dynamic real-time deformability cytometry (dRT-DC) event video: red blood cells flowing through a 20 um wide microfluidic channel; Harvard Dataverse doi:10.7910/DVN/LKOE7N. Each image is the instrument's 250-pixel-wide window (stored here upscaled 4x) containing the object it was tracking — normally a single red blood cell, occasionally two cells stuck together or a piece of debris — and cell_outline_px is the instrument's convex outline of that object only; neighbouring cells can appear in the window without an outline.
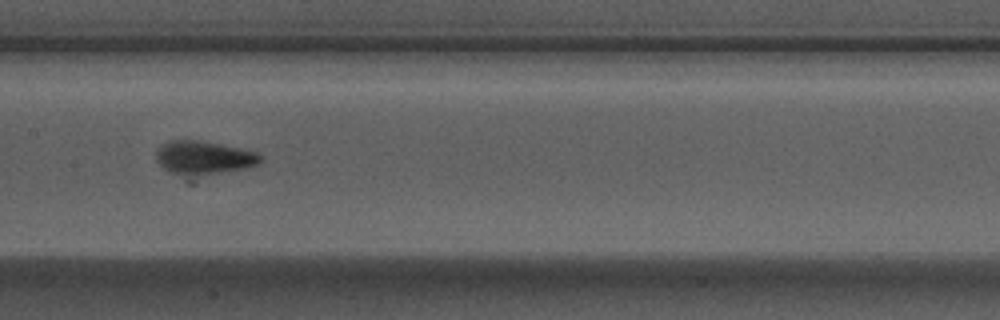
{"species": "Egyptian fruit bat (a non-hibernating species)", "species_latin": "Rousettus aegyptiacus", "temperature_condition": "warm", "stored_images_in_passage": 18, "camera_frame_rate_fps": 3000, "um_per_image_px": 0.085, "animal": {"sex": "male"}, "frame": {"image": 1, "passage_image": 13, "time_ms": 4.0, "image_size_px": [1000, 320], "cell_outline_px": [[264, 160], [260, 164], [248, 168], [216, 172], [180, 176], [168, 172], [156, 160], [156, 148], [160, 144], [168, 140], [196, 140], [240, 148], [256, 152], [264, 156]], "centroid_in_image_um": [17.31, 13.38], "position_along_channel_um": 190.1, "area_um2": 20.35}}
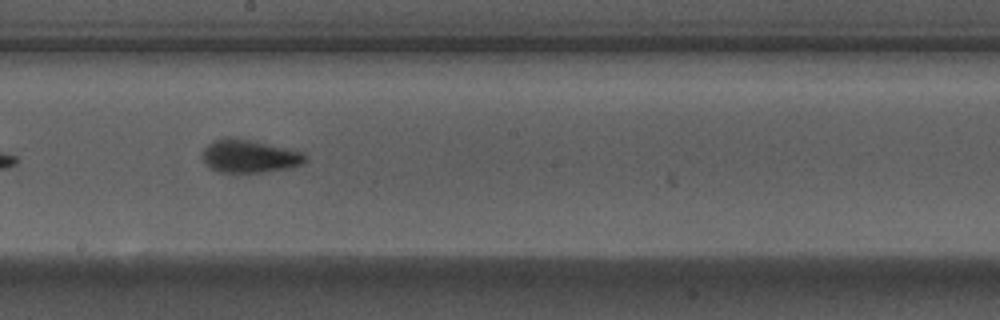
{"frame": {"image": 2, "passage_image": 16, "time_ms": 5.0, "image_size_px": [1000, 320], "cell_outline_px": [[308, 160], [300, 164], [288, 168], [260, 172], [220, 172], [208, 168], [200, 156], [204, 148], [208, 144], [224, 136], [236, 136], [288, 148], [304, 152], [308, 156]], "centroid_in_image_um": [21.17, 13.25], "position_along_channel_um": 227.0, "area_um2": 20.23}}